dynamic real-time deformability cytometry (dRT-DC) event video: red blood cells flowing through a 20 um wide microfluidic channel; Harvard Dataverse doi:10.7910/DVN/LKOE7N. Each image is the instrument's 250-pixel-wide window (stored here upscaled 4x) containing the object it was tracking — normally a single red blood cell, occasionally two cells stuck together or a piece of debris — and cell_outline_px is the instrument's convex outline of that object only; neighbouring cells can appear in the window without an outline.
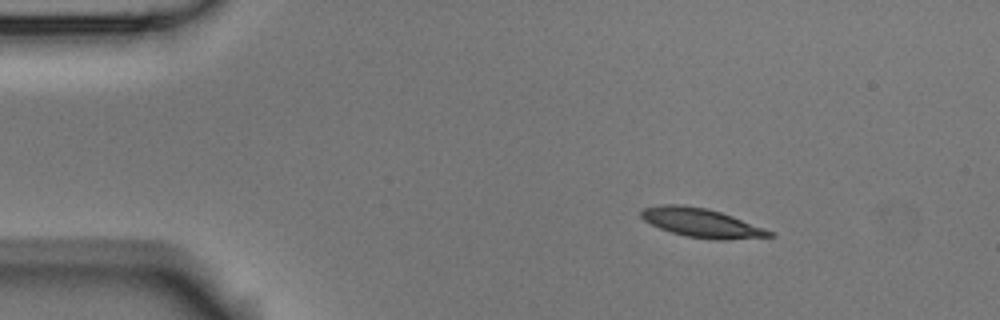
{"species": "Egyptian fruit bat (a non-hibernating species)", "species_latin": "Rousettus aegyptiacus", "temperature_condition": "room temperature", "stored_images_in_passage": 4, "camera_frame_rate_fps": 3000, "um_per_image_px": 0.085, "animal": {"sex": "male"}, "frame": {"image": 1, "passage_image": 1, "time_ms": 0.0, "image_size_px": [1000, 320], "cell_outline_px": [[776, 236], [728, 240], [716, 240], [688, 236], [672, 232], [660, 228], [644, 220], [640, 216], [640, 212], [644, 208], [660, 204], [680, 204], [708, 208], [732, 216], [764, 228], [772, 232]], "centroid_in_image_um": [59.63, 18.93], "position_along_channel_um": 25.4, "area_um2": 21.5}}
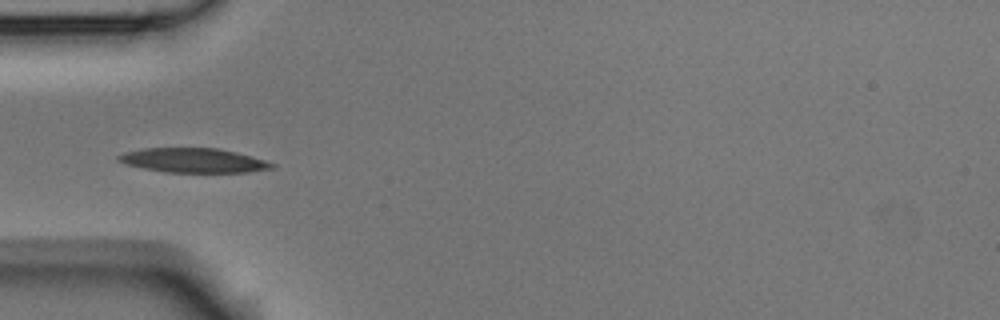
{"frame": {"image": 2, "passage_image": 3, "time_ms": 0.667, "image_size_px": [1000, 320], "cell_outline_px": [[276, 168], [248, 172], [164, 172], [124, 164], [116, 160], [116, 156], [124, 152], [144, 148], [220, 148], [236, 152], [264, 160], [276, 164]], "centroid_in_image_um": [16.42, 13.63], "position_along_channel_um": 68.6, "area_um2": 21.91}}
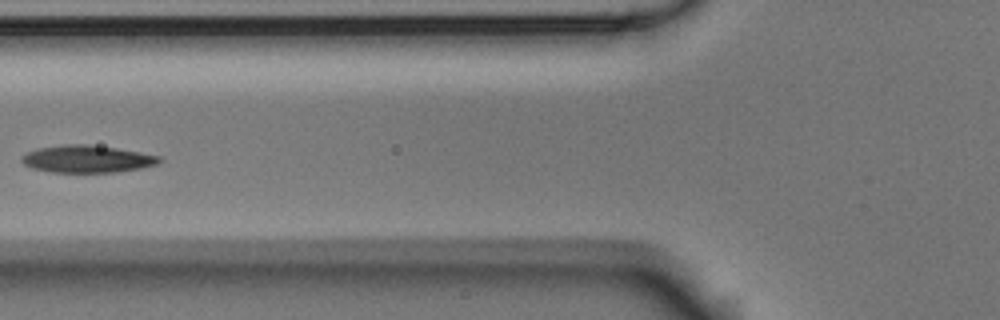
{"frame": {"image": 3, "passage_image": 4, "time_ms": 1.0, "image_size_px": [1000, 320], "cell_outline_px": [[160, 160], [156, 164], [140, 168], [116, 172], [52, 172], [32, 168], [24, 164], [20, 160], [20, 156], [36, 148], [64, 144], [84, 144], [116, 148], [160, 156]], "centroid_in_image_um": [7.33, 13.51], "position_along_channel_um": 118.5, "area_um2": 21.73}}